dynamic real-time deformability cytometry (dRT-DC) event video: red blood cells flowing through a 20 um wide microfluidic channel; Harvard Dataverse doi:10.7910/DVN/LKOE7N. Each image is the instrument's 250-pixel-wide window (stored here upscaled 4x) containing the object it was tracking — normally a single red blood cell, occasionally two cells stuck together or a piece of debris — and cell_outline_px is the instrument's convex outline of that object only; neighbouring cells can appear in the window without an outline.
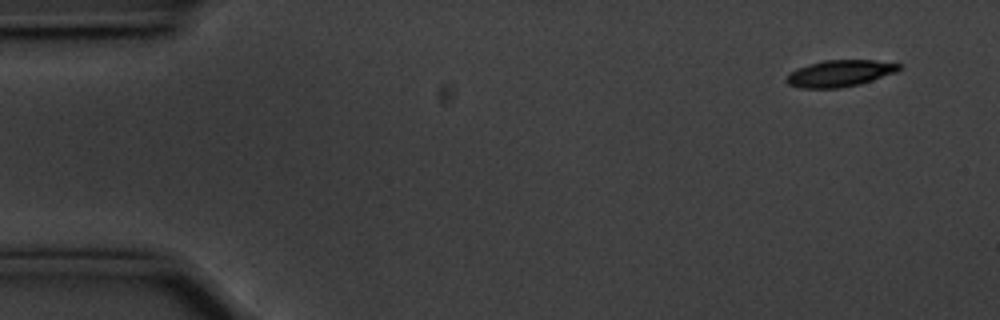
{"species": "common noctule bat (a hibernating species)", "species_latin": "Nyctalus noctula", "temperature_condition": "cold", "stored_images_in_passage": 13, "camera_frame_rate_fps": 3000, "um_per_image_px": 0.085, "animal": {"sex": "male", "body_mass_g": 20.1, "forearm_length_mm": 53.5}, "frame": {"image": 1, "passage_image": 3, "time_ms": 0.667, "image_size_px": [1000, 320], "cell_outline_px": [[904, 68], [896, 72], [860, 84], [840, 88], [800, 88], [788, 84], [784, 80], [784, 76], [788, 72], [796, 68], [808, 64], [824, 60], [876, 60], [900, 64]], "centroid_in_image_um": [71.34, 6.23], "position_along_channel_um": 13.7, "area_um2": 17.74}}